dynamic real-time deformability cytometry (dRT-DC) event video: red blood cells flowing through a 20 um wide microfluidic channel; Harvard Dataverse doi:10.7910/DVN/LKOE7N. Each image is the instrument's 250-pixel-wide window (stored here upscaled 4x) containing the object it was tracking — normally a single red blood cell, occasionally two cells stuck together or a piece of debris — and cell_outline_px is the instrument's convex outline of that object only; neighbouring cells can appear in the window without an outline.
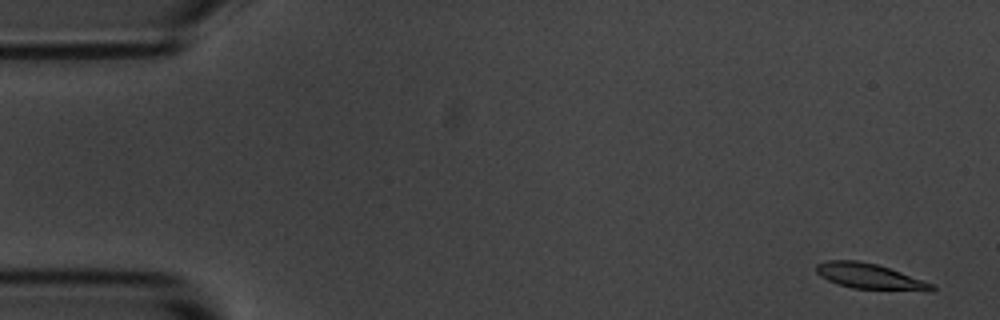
{"species": "common noctule bat (a hibernating species)", "species_latin": "Nyctalus noctula", "temperature_condition": "room temperature", "stored_images_in_passage": 10, "camera_frame_rate_fps": 3000, "um_per_image_px": 0.085, "animal": {"sex": "male", "body_mass_g": 20.1, "forearm_length_mm": 53.5}, "frame": {"image": 1, "passage_image": 1, "time_ms": 0.0, "image_size_px": [1000, 320], "cell_outline_px": [[936, 288], [932, 292], [928, 292], [852, 288], [828, 280], [820, 276], [816, 272], [816, 264], [828, 260], [856, 260], [876, 264], [900, 272], [932, 284]], "centroid_in_image_um": [73.94, 23.5], "position_along_channel_um": 11.1, "area_um2": 17.11}}
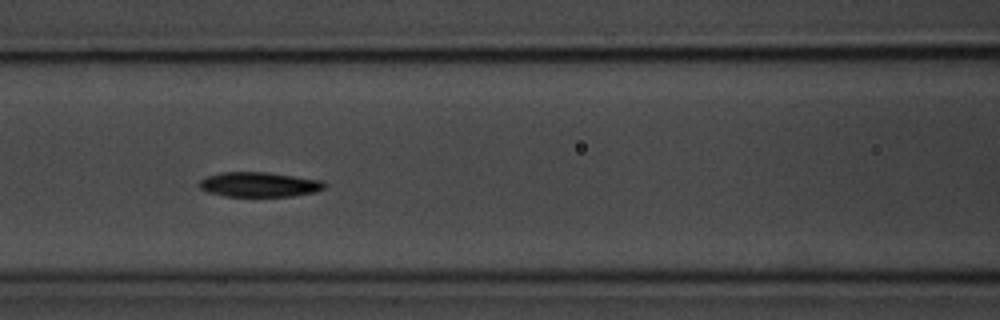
{"frame": {"image": 2, "passage_image": 7, "time_ms": 7.0, "image_size_px": [1000, 320], "cell_outline_px": [[328, 184], [324, 188], [316, 192], [292, 196], [224, 196], [208, 192], [200, 188], [200, 180], [208, 176], [220, 172], [268, 172], [324, 180]], "centroid_in_image_um": [22.09, 15.68], "position_along_channel_um": 144.5, "area_um2": 18.21}}
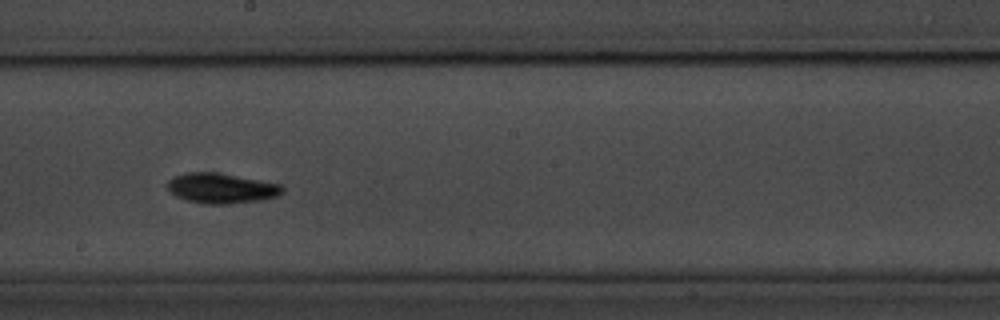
{"frame": {"image": 3, "passage_image": 9, "time_ms": 9.333, "image_size_px": [1000, 320], "cell_outline_px": [[284, 192], [276, 196], [264, 200], [228, 204], [204, 204], [184, 200], [168, 192], [168, 180], [172, 176], [188, 172], [216, 172], [280, 184], [284, 188]], "centroid_in_image_um": [18.78, 16.01], "position_along_channel_um": 229.4, "area_um2": 20.4}}